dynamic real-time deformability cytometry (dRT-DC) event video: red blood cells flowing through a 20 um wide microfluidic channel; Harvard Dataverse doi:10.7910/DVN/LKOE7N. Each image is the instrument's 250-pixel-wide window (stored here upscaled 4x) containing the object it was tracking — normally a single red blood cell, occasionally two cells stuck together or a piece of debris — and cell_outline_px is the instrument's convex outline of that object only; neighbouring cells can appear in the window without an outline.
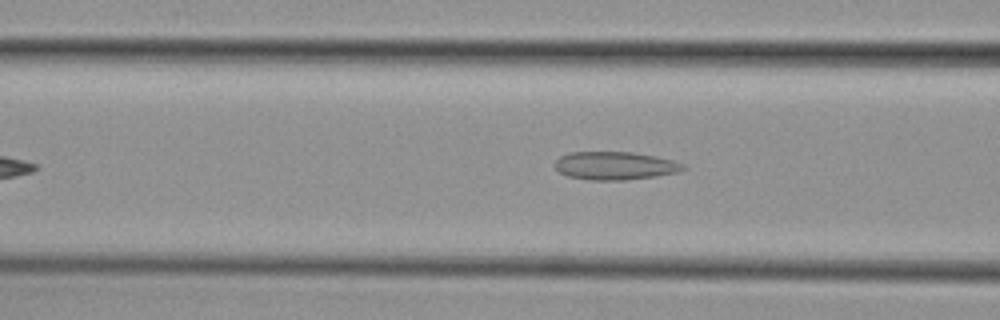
{"species": "common noctule bat (a hibernating species)", "species_latin": "Nyctalus noctula", "temperature_condition": "cold", "stored_images_in_passage": 44, "camera_frame_rate_fps": 3000, "um_per_image_px": 0.085, "animal": {"sex": "female", "body_mass_g": 29.2, "forearm_length_mm": 56.3}, "frame": {"image": 1, "passage_image": 15, "time_ms": 4.667, "image_size_px": [1000, 320], "cell_outline_px": [[688, 168], [680, 172], [656, 176], [624, 180], [588, 180], [568, 176], [560, 172], [556, 168], [556, 160], [560, 156], [568, 152], [632, 152], [656, 156], [672, 160], [684, 164]], "centroid_in_image_um": [52.31, 14.08], "position_along_channel_um": 114.3, "area_um2": 21.1}}
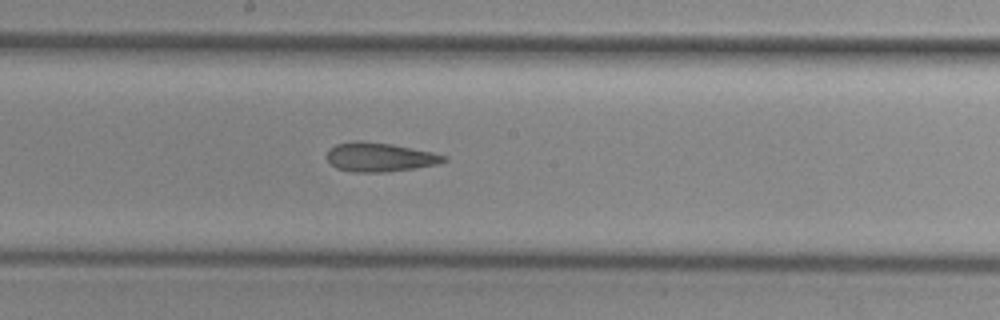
{"frame": {"image": 2, "passage_image": 23, "time_ms": 7.333, "image_size_px": [1000, 320], "cell_outline_px": [[448, 160], [436, 164], [416, 168], [388, 172], [352, 172], [336, 168], [328, 160], [328, 148], [336, 144], [352, 140], [360, 140], [392, 144], [432, 152], [448, 156]], "centroid_in_image_um": [32.27, 13.35], "position_along_channel_um": 215.9, "area_um2": 19.94}}
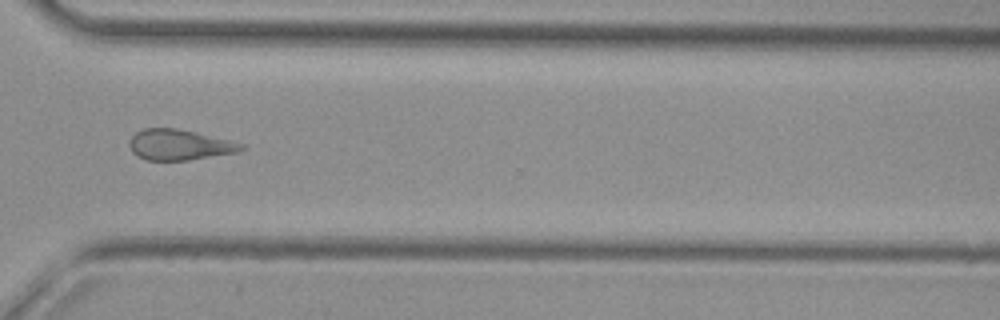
{"frame": {"image": 3, "passage_image": 34, "time_ms": 11.0, "image_size_px": [1000, 320], "cell_outline_px": [[248, 148], [236, 152], [188, 160], [148, 160], [136, 156], [132, 152], [128, 144], [132, 136], [136, 132], [144, 128], [176, 128], [228, 140], [244, 144]], "centroid_in_image_um": [15.21, 12.31], "position_along_channel_um": 355.4, "area_um2": 19.77}, "authors_computed_cell_mechanics": {"area_um2": 21.0681, "velocity_mm_per_s": 3.8072, "shape_relaxation_time_tau1_ms": null, "shape_relaxation_time_tau2_ms": 3.4371, "deformation_change_tau1": null, "deformation_change_tau2": 0.1293}}